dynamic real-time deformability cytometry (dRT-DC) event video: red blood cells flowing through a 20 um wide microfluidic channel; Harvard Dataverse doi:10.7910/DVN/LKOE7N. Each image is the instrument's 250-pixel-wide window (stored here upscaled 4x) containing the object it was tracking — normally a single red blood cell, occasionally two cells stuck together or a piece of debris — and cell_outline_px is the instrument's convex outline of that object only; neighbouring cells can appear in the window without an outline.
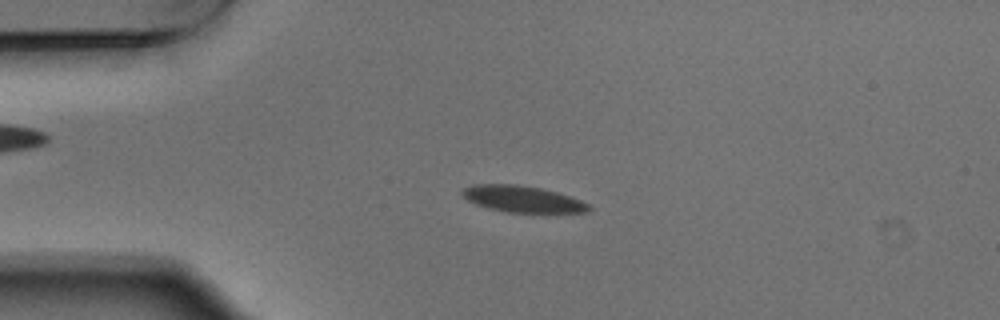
{"species": "Egyptian fruit bat (a non-hibernating species)", "species_latin": "Rousettus aegyptiacus", "temperature_condition": "warm", "stored_images_in_passage": 5, "camera_frame_rate_fps": 3000, "um_per_image_px": 0.085, "animal": {"sex": "male"}, "frame": {"image": 1, "passage_image": 4, "time_ms": 1.0, "image_size_px": [1000, 320], "cell_outline_px": [[592, 208], [588, 212], [508, 212], [488, 208], [476, 204], [468, 200], [460, 192], [464, 188], [472, 184], [516, 184], [540, 188], [556, 192], [580, 200], [588, 204]], "centroid_in_image_um": [44.38, 16.91], "position_along_channel_um": 40.6, "area_um2": 19.25}}